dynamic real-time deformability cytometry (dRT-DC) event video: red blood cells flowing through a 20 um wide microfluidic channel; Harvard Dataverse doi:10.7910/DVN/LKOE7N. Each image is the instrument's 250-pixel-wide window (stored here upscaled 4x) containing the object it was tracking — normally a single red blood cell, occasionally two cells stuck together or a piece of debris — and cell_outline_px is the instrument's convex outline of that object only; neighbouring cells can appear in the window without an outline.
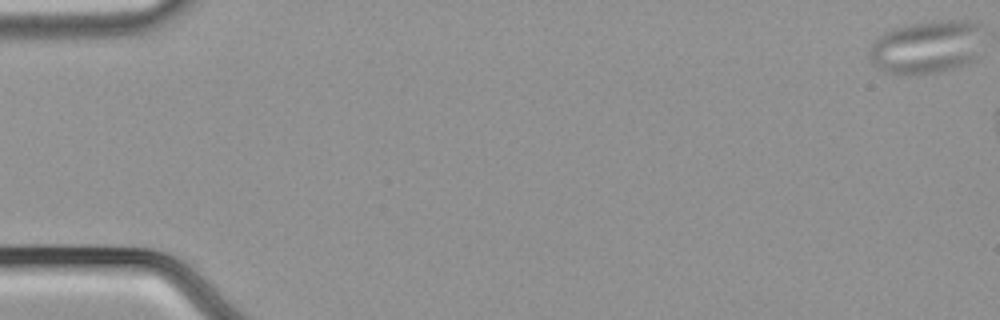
{"species": "common noctule bat (a hibernating species)", "species_latin": "Nyctalus noctula", "temperature_condition": "cold", "stored_images_in_passage": 4, "camera_frame_rate_fps": 3000, "um_per_image_px": 0.085, "animal": {"sex": "male", "body_mass_g": 21.5, "forearm_length_mm": 52.0}, "frame": {"image": 1, "passage_image": 1, "time_ms": 0.0, "image_size_px": [1000, 320], "cell_outline_px": [[980, 24], [976, 60], [968, 64], [956, 68], [940, 72], [916, 76], [884, 72], [876, 68], [872, 64], [868, 56], [868, 52], [872, 44], [884, 32], [896, 28], [912, 24], [932, 20], [976, 20]], "centroid_in_image_um": [78.73, 4.03], "position_along_channel_um": 6.3, "area_um2": 35.78}}